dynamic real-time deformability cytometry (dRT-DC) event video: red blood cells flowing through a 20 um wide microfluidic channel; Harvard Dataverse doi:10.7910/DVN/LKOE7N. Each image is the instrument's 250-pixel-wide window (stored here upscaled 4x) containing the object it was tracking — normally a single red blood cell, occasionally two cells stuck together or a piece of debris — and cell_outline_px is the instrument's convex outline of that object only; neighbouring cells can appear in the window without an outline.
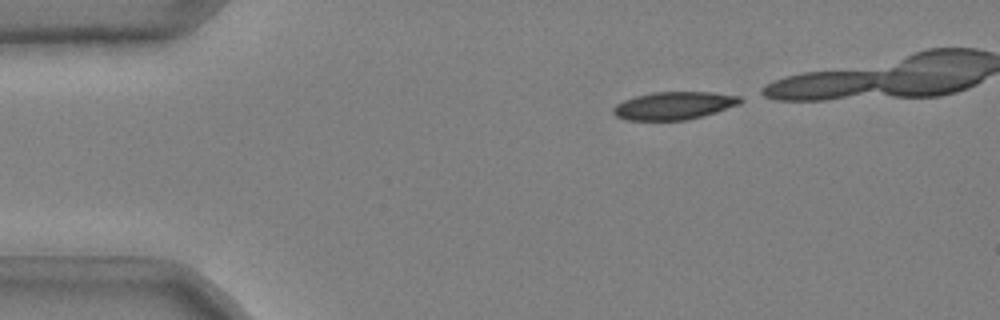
{"species": "common noctule bat (a hibernating species)", "species_latin": "Nyctalus noctula", "temperature_condition": "cold", "stored_images_in_passage": 22, "camera_frame_rate_fps": 3000, "um_per_image_px": 0.085, "animal": {"sex": "male", "body_mass_g": 20.4}, "frame": {"image": 1, "passage_image": 1, "time_ms": 0.0, "image_size_px": [1000, 320], "cell_outline_px": [[744, 100], [740, 104], [716, 112], [688, 120], [628, 120], [616, 116], [612, 112], [612, 108], [616, 104], [624, 100], [636, 96], [652, 92], [712, 92], [740, 96]], "centroid_in_image_um": [57.3, 8.98], "position_along_channel_um": 27.7, "area_um2": 20.63}}
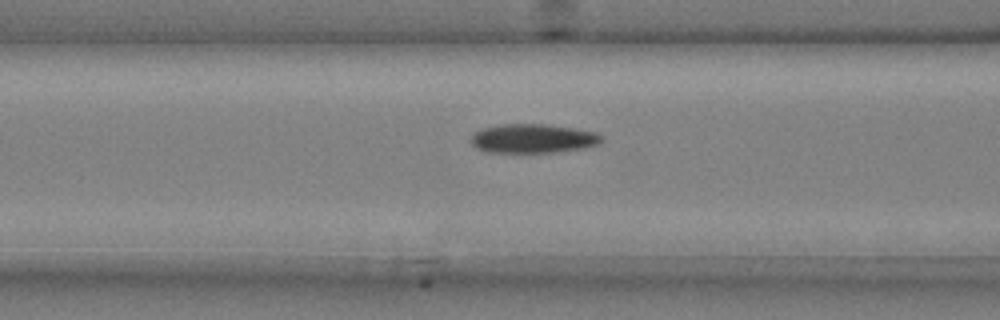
{"frame": {"image": 2, "passage_image": 13, "time_ms": 4.0, "image_size_px": [1000, 320], "cell_outline_px": [[604, 140], [600, 144], [584, 148], [552, 152], [488, 152], [476, 148], [472, 144], [472, 136], [476, 132], [484, 128], [500, 124], [544, 124], [576, 128], [596, 132], [604, 136]], "centroid_in_image_um": [45.37, 11.77], "position_along_channel_um": 121.2, "area_um2": 22.14}}
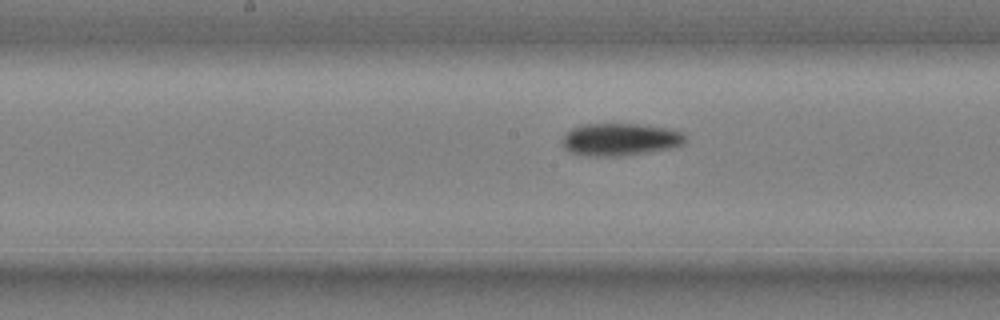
{"frame": {"image": 3, "passage_image": 19, "time_ms": 6.0, "image_size_px": [1000, 320], "cell_outline_px": [[684, 144], [672, 148], [648, 152], [620, 156], [588, 156], [572, 152], [564, 148], [564, 136], [572, 128], [584, 124], [640, 124], [668, 128], [684, 132]], "centroid_in_image_um": [52.75, 11.85], "position_along_channel_um": 195.4, "area_um2": 23.12}}